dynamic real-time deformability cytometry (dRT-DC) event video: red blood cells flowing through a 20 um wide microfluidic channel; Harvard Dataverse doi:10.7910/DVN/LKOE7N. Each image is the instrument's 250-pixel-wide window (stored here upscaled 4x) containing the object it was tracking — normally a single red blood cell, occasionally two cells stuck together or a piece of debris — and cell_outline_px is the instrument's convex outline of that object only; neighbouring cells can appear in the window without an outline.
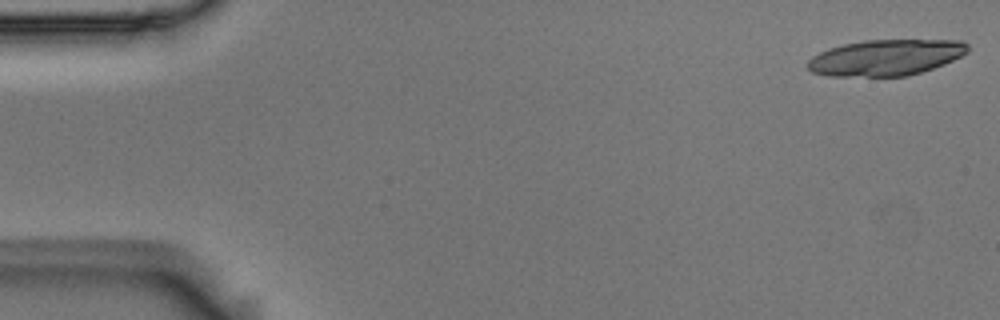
{"species": "Egyptian fruit bat (a non-hibernating species)", "species_latin": "Rousettus aegyptiacus", "temperature_condition": "room temperature", "stored_images_in_passage": 19, "camera_frame_rate_fps": 3000, "um_per_image_px": 0.085, "animal": {"sex": "male"}, "frame": {"image": 1, "passage_image": 1, "time_ms": 0.0, "image_size_px": [1000, 320], "cell_outline_px": [[968, 52], [944, 64], [908, 76], [828, 76], [812, 72], [808, 68], [808, 60], [812, 56], [828, 48], [844, 44], [864, 40], [964, 40], [968, 44]], "centroid_in_image_um": [75.29, 4.88], "position_along_channel_um": 9.7, "area_um2": 33.58}}